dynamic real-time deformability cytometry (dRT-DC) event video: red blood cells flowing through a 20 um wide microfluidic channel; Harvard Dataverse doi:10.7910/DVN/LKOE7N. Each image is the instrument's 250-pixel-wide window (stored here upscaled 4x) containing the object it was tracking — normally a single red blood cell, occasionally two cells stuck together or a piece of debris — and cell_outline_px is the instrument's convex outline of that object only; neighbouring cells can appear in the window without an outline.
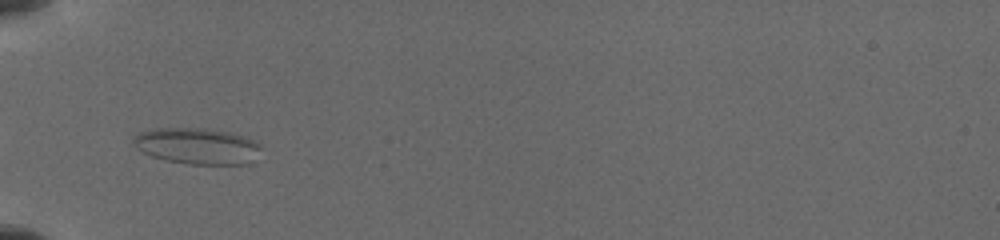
{"species": "common noctule bat (a hibernating species)", "species_latin": "Nyctalus noctula", "temperature_condition": "cold", "stored_images_in_passage": 7, "camera_frame_rate_fps": 3000, "um_per_image_px": 0.085, "animal": {"sex": "female", "body_mass_g": 19.5, "forearm_length_mm": 54.1}, "frame": {"image": 1, "passage_image": 1, "time_ms": 0.0, "image_size_px": [1000, 240], "cell_outline_px": [[260, 148], [248, 164], [188, 164], [168, 160], [152, 156], [136, 148], [132, 144], [132, 140], [140, 132], [156, 128], [204, 128], [228, 132], [252, 140], [260, 144]], "centroid_in_image_um": [16.71, 12.41], "position_along_channel_um": 68.3, "area_um2": 26.47}}